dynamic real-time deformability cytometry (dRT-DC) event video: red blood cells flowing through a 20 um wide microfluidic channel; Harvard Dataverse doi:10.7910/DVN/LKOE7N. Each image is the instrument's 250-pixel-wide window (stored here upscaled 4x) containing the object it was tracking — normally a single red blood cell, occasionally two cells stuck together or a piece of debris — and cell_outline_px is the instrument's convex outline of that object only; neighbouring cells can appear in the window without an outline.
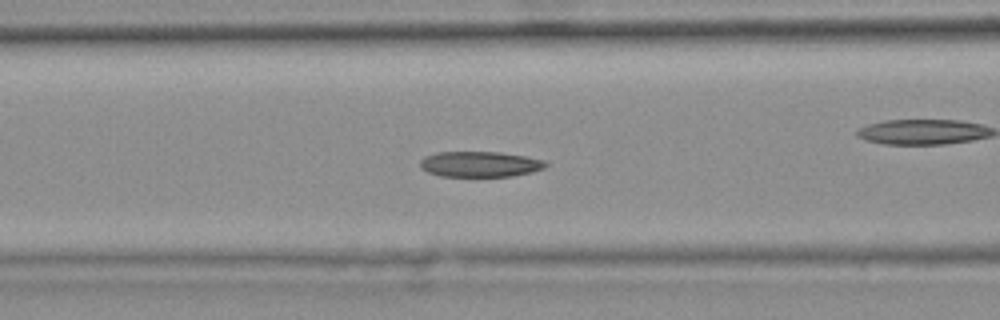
{"species": "common noctule bat (a hibernating species)", "species_latin": "Nyctalus noctula", "temperature_condition": "warm", "stored_images_in_passage": 47, "camera_frame_rate_fps": 3000, "um_per_image_px": 0.085, "animal": {"sex": "female", "body_mass_g": 25.1}, "frame": {"image": 1, "passage_image": 21, "time_ms": 6.667, "image_size_px": [1000, 320], "cell_outline_px": [[548, 164], [544, 168], [532, 172], [512, 176], [440, 176], [428, 172], [420, 168], [420, 160], [424, 156], [436, 152], [500, 152], [528, 156], [544, 160]], "centroid_in_image_um": [40.79, 13.95], "position_along_channel_um": 125.8, "area_um2": 18.84}, "authors_computed_cell_mechanics": {"area_um2": 19.4208, "velocity_mm_per_s": 3.736, "shape_relaxation_time_tau1_ms": null, "shape_relaxation_time_tau2_ms": 5.2158, "deformation_change_tau1": null, "deformation_change_tau2": 0.115}}